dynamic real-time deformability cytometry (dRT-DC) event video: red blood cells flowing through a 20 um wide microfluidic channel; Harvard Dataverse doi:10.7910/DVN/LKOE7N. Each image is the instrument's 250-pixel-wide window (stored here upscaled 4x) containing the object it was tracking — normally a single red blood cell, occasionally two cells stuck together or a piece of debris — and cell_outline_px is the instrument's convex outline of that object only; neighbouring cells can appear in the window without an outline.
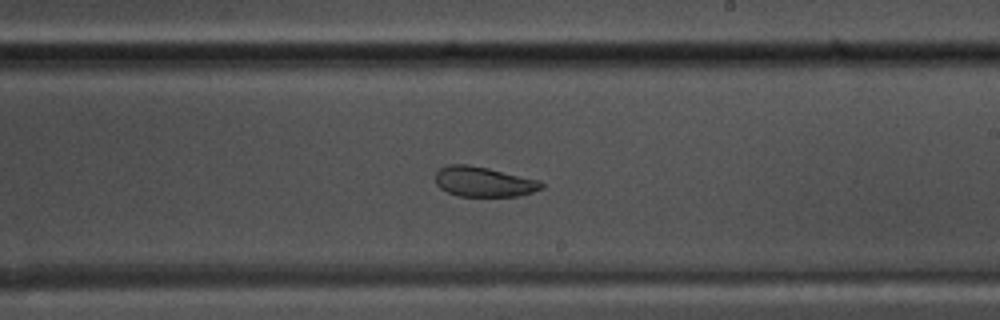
{"species": "common noctule bat (a hibernating species)", "species_latin": "Nyctalus noctula", "temperature_condition": "warm", "stored_images_in_passage": 54, "segment_of_instrument_passage": [1, 2], "camera_frame_rate_fps": 3000, "um_per_image_px": 0.085, "animal": {"sex": "male", "body_mass_g": 17.5, "forearm_length_mm": 52.3}, "frame": {"image": 1, "passage_image": 31, "time_ms": 10.0, "image_size_px": [1000, 320], "cell_outline_px": [[544, 188], [520, 196], [456, 196], [440, 188], [436, 184], [436, 172], [440, 168], [448, 164], [468, 164], [488, 168], [540, 180], [544, 184]], "centroid_in_image_um": [41.12, 15.45], "position_along_channel_um": 247.9, "area_um2": 18.67}}
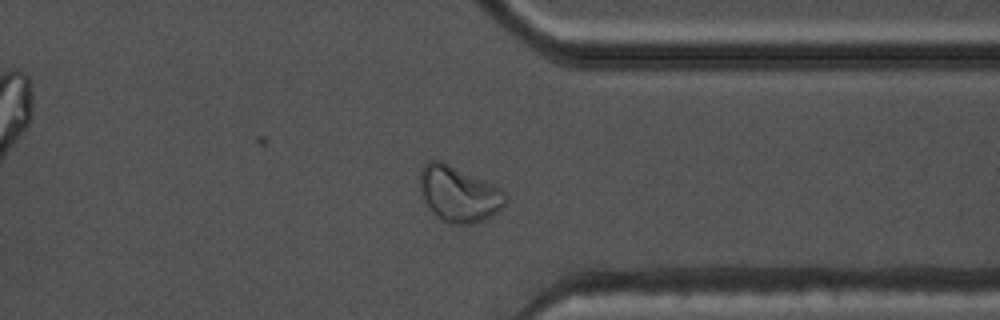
{"frame": {"image": 2, "passage_image": 41, "time_ms": 13.333, "image_size_px": [1000, 320], "cell_outline_px": [[508, 200], [492, 216], [484, 220], [472, 224], [448, 224], [440, 220], [428, 208], [420, 192], [420, 168], [428, 160], [440, 160], [484, 180], [500, 188], [508, 196]], "centroid_in_image_um": [38.97, 16.5], "position_along_channel_um": 372.4, "area_um2": 27.92}}
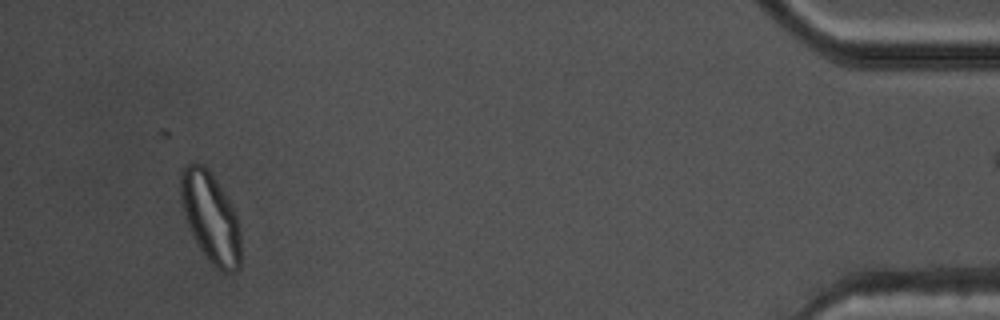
{"frame": {"image": 3, "passage_image": 50, "time_ms": 16.333, "image_size_px": [1000, 320], "cell_outline_px": [[240, 268], [236, 272], [220, 272], [208, 260], [200, 248], [188, 224], [180, 200], [180, 172], [188, 164], [204, 164], [208, 168], [232, 204], [236, 216], [240, 232]], "centroid_in_image_um": [17.91, 18.49], "position_along_channel_um": 417.3, "area_um2": 31.44}}